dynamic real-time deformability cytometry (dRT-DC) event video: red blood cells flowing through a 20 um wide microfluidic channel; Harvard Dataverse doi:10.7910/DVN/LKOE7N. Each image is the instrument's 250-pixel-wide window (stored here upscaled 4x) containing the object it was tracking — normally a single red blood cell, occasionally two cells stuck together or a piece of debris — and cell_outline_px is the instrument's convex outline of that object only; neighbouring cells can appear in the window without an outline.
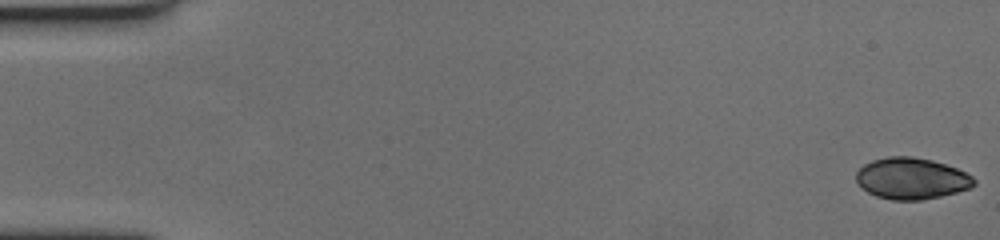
{"species": "human", "species_latin": "Homo sapiens", "temperature_condition": "cold", "stored_images_in_passage": 60, "camera_frame_rate_fps": 3000, "um_per_image_px": 0.085, "donor": {"sex": "female"}, "frame": {"image": 1, "passage_image": 1, "time_ms": 0.0, "image_size_px": [1000, 240], "cell_outline_px": [[976, 184], [968, 188], [956, 192], [940, 196], [920, 200], [892, 200], [876, 196], [868, 192], [856, 180], [856, 172], [864, 164], [872, 160], [888, 156], [912, 156], [932, 160], [956, 168], [972, 176], [976, 180]], "centroid_in_image_um": [77.47, 15.16], "position_along_channel_um": 7.5, "area_um2": 28.26}}
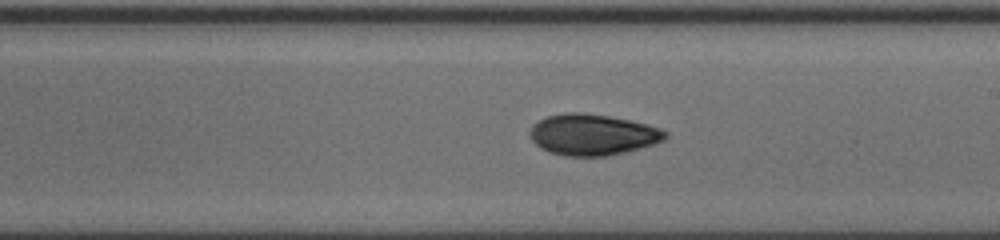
{"frame": {"image": 2, "passage_image": 35, "time_ms": 11.333, "image_size_px": [1000, 240], "cell_outline_px": [[668, 136], [664, 140], [640, 148], [608, 156], [564, 156], [548, 152], [540, 148], [532, 140], [528, 132], [532, 124], [548, 116], [568, 112], [584, 112], [632, 120], [648, 124], [660, 128], [668, 132]], "centroid_in_image_um": [50.36, 11.44], "position_along_channel_um": 238.6, "area_um2": 32.66}}
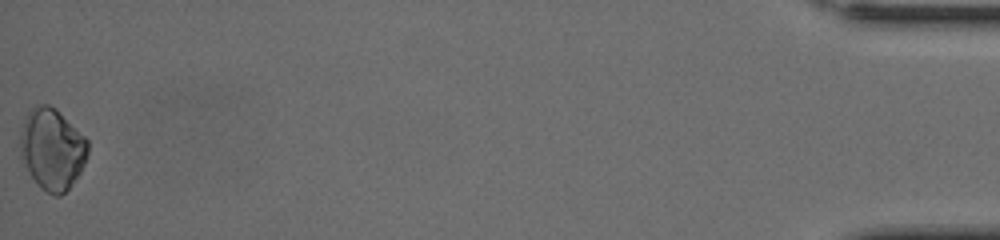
{"frame": {"image": 3, "passage_image": 60, "time_ms": 19.667, "image_size_px": [1000, 240], "cell_outline_px": [[88, 152], [84, 164], [80, 172], [68, 188], [60, 196], [56, 196], [40, 188], [36, 184], [20, 156], [20, 132], [24, 120], [28, 112], [32, 108], [40, 104], [48, 104], [56, 108], [88, 140]], "centroid_in_image_um": [4.42, 12.66], "position_along_channel_um": 430.8, "area_um2": 31.91}, "authors_computed_cell_mechanics": {"area_um2": 30.1138, "velocity_mm_per_s": 3.484, "shape_relaxation_time_tau1_ms": 5.5528, "shape_relaxation_time_tau2_ms": null, "deformation_change_tau1": 0.1396, "deformation_change_tau2": null}}